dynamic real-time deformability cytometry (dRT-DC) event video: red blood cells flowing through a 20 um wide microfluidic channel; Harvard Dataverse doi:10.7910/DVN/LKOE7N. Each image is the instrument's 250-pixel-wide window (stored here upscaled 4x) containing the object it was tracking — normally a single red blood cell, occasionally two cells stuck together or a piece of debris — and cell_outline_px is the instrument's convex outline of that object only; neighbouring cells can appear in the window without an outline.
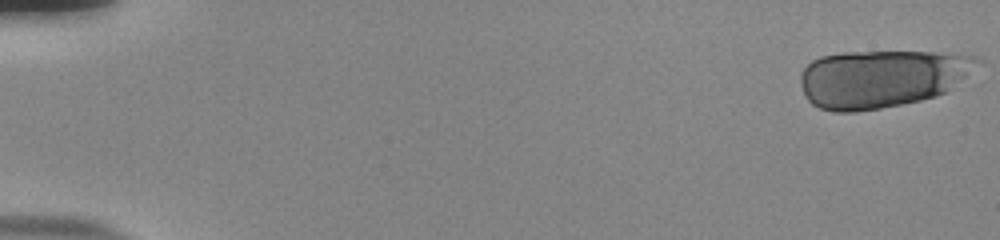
{"species": "human", "species_latin": "Homo sapiens", "temperature_condition": "room temperature", "stored_images_in_passage": 22, "camera_frame_rate_fps": 3000, "um_per_image_px": 0.085, "donor": {"sex": "male"}, "frame": {"image": 1, "passage_image": 1, "time_ms": 0.0, "image_size_px": [1000, 240], "cell_outline_px": [[984, 64], [944, 92], [936, 96], [920, 100], [880, 108], [856, 112], [832, 112], [820, 108], [812, 104], [808, 100], [804, 92], [800, 80], [800, 72], [812, 60], [820, 56], [844, 52], [932, 52], [972, 56], [984, 60]], "centroid_in_image_um": [74.93, 6.67], "position_along_channel_um": 10.1, "area_um2": 59.59}}
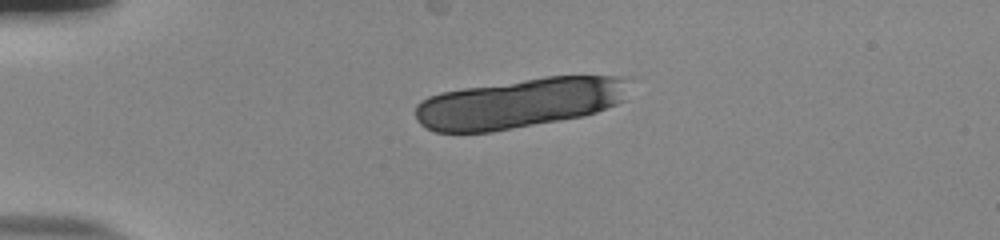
{"frame": {"image": 2, "passage_image": 14, "time_ms": 4.333, "image_size_px": [1000, 240], "cell_outline_px": [[624, 100], [616, 104], [596, 112], [584, 116], [492, 132], [436, 132], [420, 124], [416, 120], [416, 104], [420, 100], [428, 96], [440, 92], [464, 88], [548, 76], [616, 76], [624, 80]], "centroid_in_image_um": [44.07, 8.78], "position_along_channel_um": 40.9, "area_um2": 61.56}}